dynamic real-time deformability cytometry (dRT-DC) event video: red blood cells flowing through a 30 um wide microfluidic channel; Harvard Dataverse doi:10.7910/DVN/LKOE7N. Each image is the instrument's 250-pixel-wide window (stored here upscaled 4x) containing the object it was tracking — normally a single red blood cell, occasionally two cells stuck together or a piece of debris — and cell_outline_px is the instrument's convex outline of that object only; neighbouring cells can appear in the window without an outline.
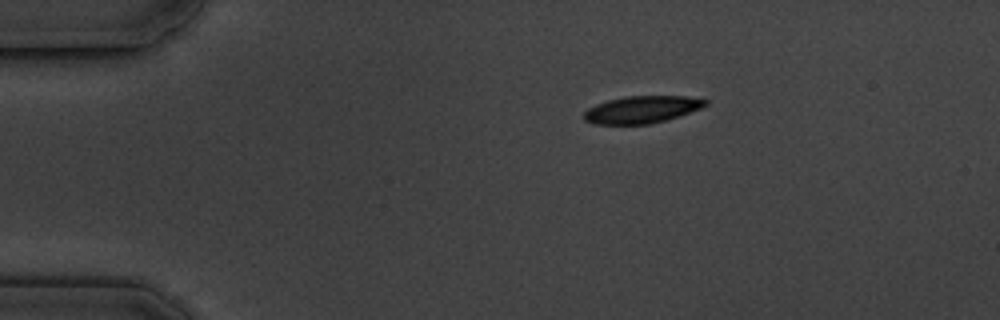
{"species": "common noctule bat (a hibernating species)", "species_latin": "Nyctalus noctula", "temperature_condition": "cold", "stored_images_in_passage": 4, "camera_frame_rate_fps": 3000, "um_per_image_px": 0.085, "animal": {"sex": "male", "body_mass_g": 19.5, "forearm_length_mm": 54.6}, "frame": {"image": 1, "passage_image": 1, "time_ms": 0.0, "image_size_px": [1000, 320], "cell_outline_px": [[708, 104], [700, 108], [680, 116], [648, 124], [592, 124], [584, 120], [584, 112], [588, 108], [596, 104], [608, 100], [624, 96], [688, 96], [708, 100]], "centroid_in_image_um": [54.54, 9.3], "position_along_channel_um": 30.5, "area_um2": 19.25}}